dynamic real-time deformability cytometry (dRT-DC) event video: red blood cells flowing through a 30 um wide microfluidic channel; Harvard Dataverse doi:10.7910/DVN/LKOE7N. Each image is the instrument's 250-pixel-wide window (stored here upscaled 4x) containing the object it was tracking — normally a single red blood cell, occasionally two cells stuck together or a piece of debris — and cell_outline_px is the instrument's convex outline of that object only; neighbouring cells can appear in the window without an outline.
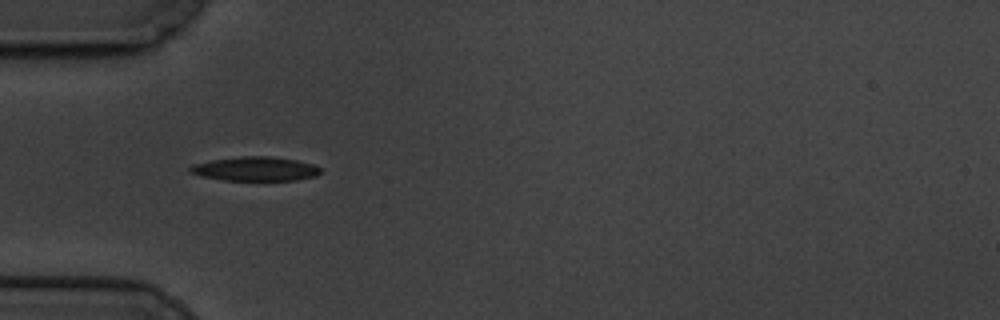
{"species": "common noctule bat (a hibernating species)", "species_latin": "Nyctalus noctula", "temperature_condition": "cold", "stored_images_in_passage": 6, "camera_frame_rate_fps": 3000, "um_per_image_px": 0.085, "animal": {"sex": "male", "body_mass_g": 19.5, "forearm_length_mm": 54.6}, "frame": {"image": 1, "passage_image": 4, "time_ms": 4.0, "image_size_px": [1000, 320], "cell_outline_px": [[320, 172], [316, 176], [296, 180], [224, 180], [200, 176], [188, 172], [188, 168], [192, 164], [212, 160], [240, 156], [268, 156], [296, 160], [312, 164], [320, 168]], "centroid_in_image_um": [21.65, 14.35], "position_along_channel_um": 63.3, "area_um2": 18.32}}
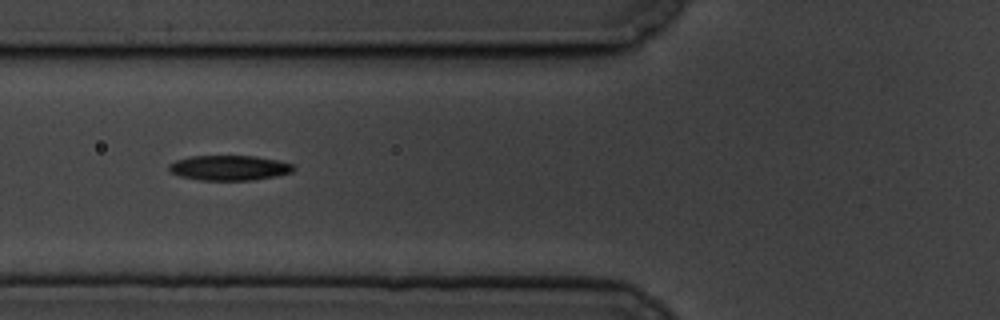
{"frame": {"image": 2, "passage_image": 5, "time_ms": 5.333, "image_size_px": [1000, 320], "cell_outline_px": [[296, 168], [292, 172], [276, 176], [252, 180], [200, 180], [180, 176], [172, 172], [168, 168], [168, 164], [176, 160], [192, 156], [256, 156], [276, 160], [292, 164]], "centroid_in_image_um": [19.49, 14.26], "position_along_channel_um": 106.3, "area_um2": 18.09}}
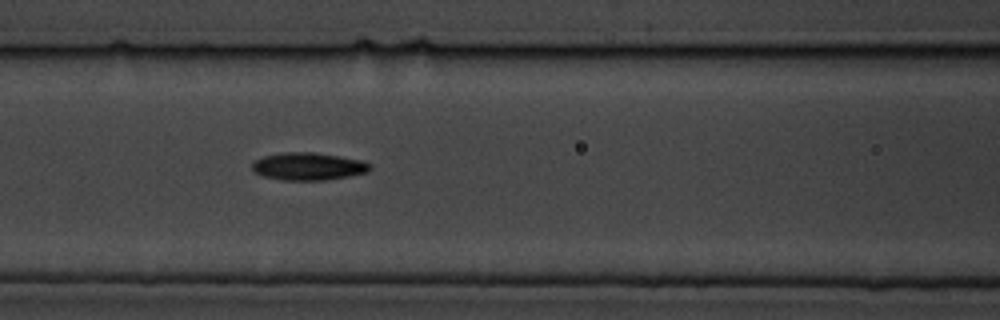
{"frame": {"image": 3, "passage_image": 6, "time_ms": 6.333, "image_size_px": [1000, 320], "cell_outline_px": [[372, 168], [368, 172], [348, 176], [324, 180], [284, 180], [264, 176], [256, 172], [252, 168], [252, 164], [256, 160], [264, 156], [284, 152], [312, 152], [360, 160], [372, 164]], "centroid_in_image_um": [26.22, 14.14], "position_along_channel_um": 140.4, "area_um2": 18.67}}